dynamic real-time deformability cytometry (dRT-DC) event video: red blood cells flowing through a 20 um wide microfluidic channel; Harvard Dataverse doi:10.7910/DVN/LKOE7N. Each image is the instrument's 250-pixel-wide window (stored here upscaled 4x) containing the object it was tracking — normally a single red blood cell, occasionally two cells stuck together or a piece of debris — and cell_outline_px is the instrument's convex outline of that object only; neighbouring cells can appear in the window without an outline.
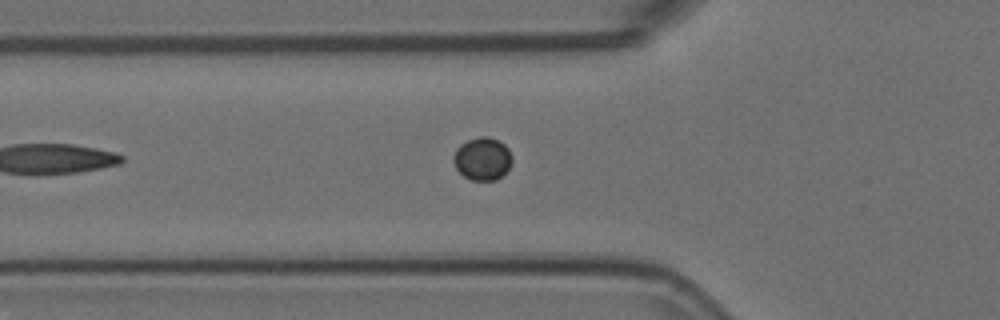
{"species": "Egyptian fruit bat (a non-hibernating species)", "species_latin": "Rousettus aegyptiacus", "temperature_condition": "room temperature", "stored_images_in_passage": 5, "camera_frame_rate_fps": 3000, "um_per_image_px": 0.085, "animal": {"sex": "female"}, "frame": {"image": 1, "passage_image": 5, "time_ms": 1.333, "image_size_px": [1000, 320], "cell_outline_px": [[512, 160], [508, 168], [496, 180], [472, 180], [464, 176], [456, 168], [452, 160], [456, 148], [460, 144], [468, 140], [480, 136], [488, 136], [504, 144], [508, 148], [512, 156]], "centroid_in_image_um": [40.99, 13.48], "position_along_channel_um": 84.8, "area_um2": 14.51}}